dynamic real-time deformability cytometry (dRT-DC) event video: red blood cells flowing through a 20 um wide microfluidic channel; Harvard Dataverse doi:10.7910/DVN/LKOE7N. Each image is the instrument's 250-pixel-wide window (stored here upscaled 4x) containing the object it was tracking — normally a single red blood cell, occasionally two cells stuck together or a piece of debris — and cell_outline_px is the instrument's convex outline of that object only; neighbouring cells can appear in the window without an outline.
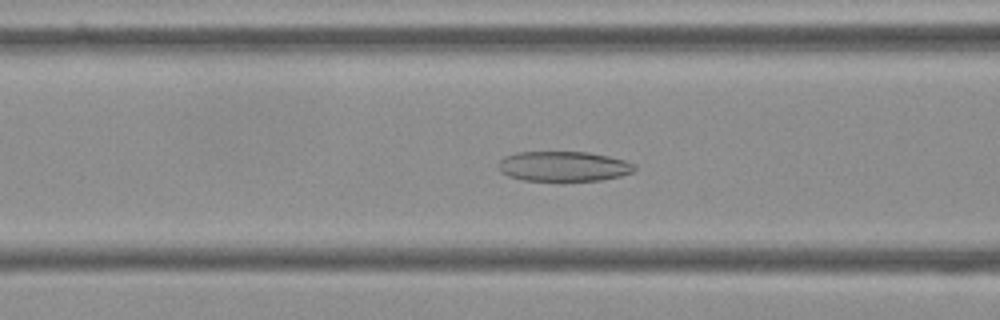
{"species": "Egyptian fruit bat (a non-hibernating species)", "species_latin": "Rousettus aegyptiacus", "temperature_condition": "cold", "stored_images_in_passage": 57, "camera_frame_rate_fps": 3000, "um_per_image_px": 0.085, "frame": {"image": 1, "passage_image": 22, "time_ms": 7.0, "image_size_px": [1000, 320], "cell_outline_px": [[636, 168], [632, 172], [620, 176], [600, 180], [560, 184], [524, 180], [508, 176], [500, 172], [500, 160], [504, 156], [516, 152], [588, 152], [608, 156], [624, 160], [636, 164]], "centroid_in_image_um": [47.9, 14.18], "position_along_channel_um": 118.7, "area_um2": 24.74}}
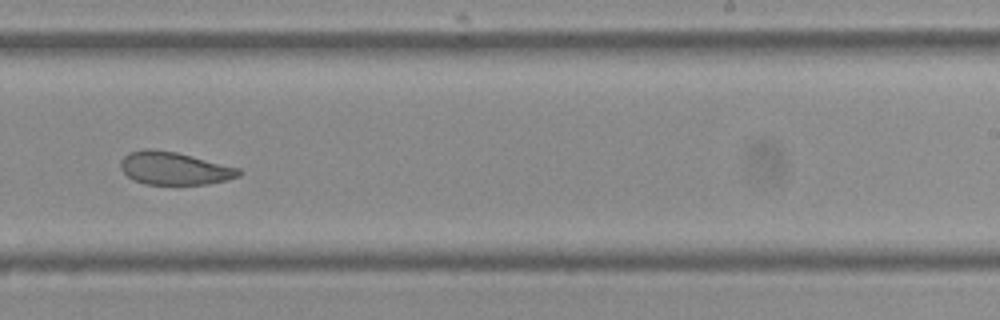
{"frame": {"image": 2, "passage_image": 35, "time_ms": 11.333, "image_size_px": [1000, 320], "cell_outline_px": [[240, 176], [208, 184], [144, 184], [132, 180], [120, 168], [120, 160], [128, 152], [144, 148], [152, 148], [176, 152], [240, 168]], "centroid_in_image_um": [14.76, 14.3], "position_along_channel_um": 274.2, "area_um2": 22.66}}
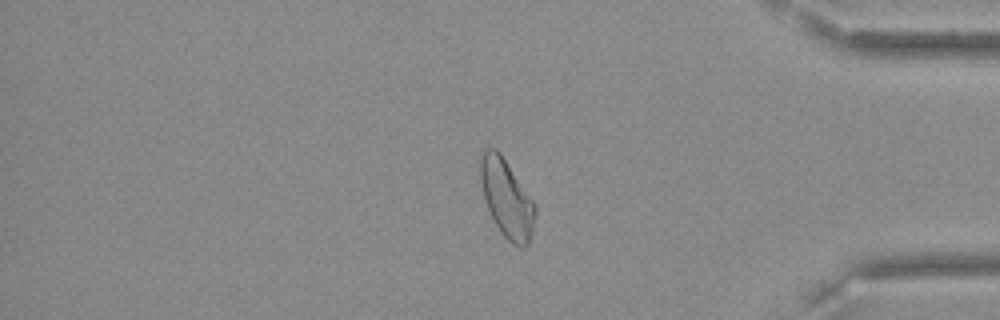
{"frame": {"image": 3, "passage_image": 47, "time_ms": 15.333, "image_size_px": [1000, 320], "cell_outline_px": [[536, 212], [528, 244], [524, 248], [520, 248], [512, 244], [500, 232], [484, 200], [480, 180], [480, 156], [484, 148], [496, 148], [500, 152], [536, 204]], "centroid_in_image_um": [43.06, 16.85], "position_along_channel_um": 392.1, "area_um2": 24.91}, "authors_computed_cell_mechanics": {"area_um2": 25.2008, "velocity_mm_per_s": 3.588, "shape_relaxation_time_tau1_ms": null, "shape_relaxation_time_tau2_ms": 3.9743, "deformation_change_tau1": null, "deformation_change_tau2": 0.0959}}